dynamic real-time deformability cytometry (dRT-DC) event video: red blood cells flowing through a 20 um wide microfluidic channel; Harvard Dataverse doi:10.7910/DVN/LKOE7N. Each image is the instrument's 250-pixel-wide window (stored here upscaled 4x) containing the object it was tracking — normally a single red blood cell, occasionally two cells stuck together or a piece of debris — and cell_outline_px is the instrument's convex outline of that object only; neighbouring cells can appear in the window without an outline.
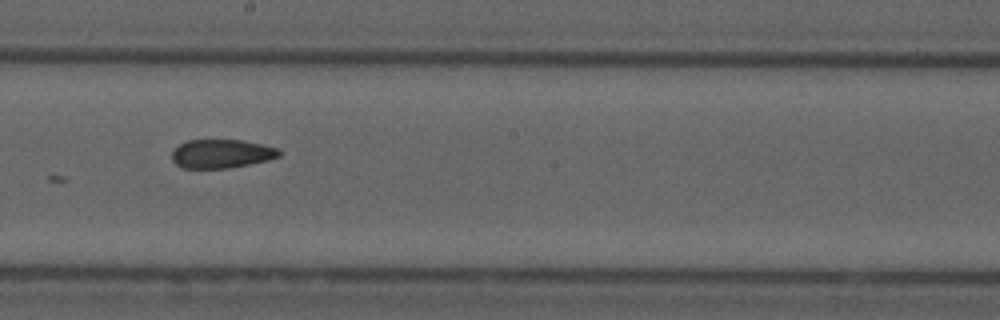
{"species": "common noctule bat (a hibernating species)", "species_latin": "Nyctalus noctula", "temperature_condition": "cold", "stored_images_in_passage": 11, "camera_frame_rate_fps": 3000, "um_per_image_px": 0.085, "animal": {"sex": "male", "forearm_length_mm": 52.5}, "frame": {"image": 1, "passage_image": 5, "time_ms": 4.667, "image_size_px": [1000, 320], "cell_outline_px": [[280, 156], [268, 160], [228, 168], [180, 168], [172, 160], [172, 152], [180, 144], [188, 140], [244, 140], [276, 148], [280, 152]], "centroid_in_image_um": [18.8, 13.07], "position_along_channel_um": 229.4, "area_um2": 17.8}}
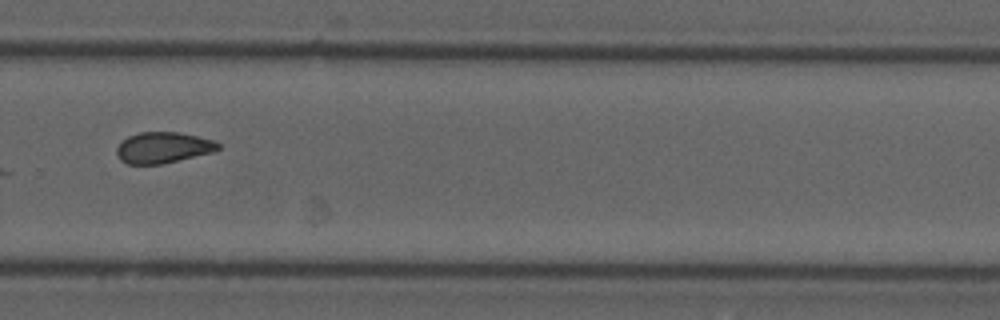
{"frame": {"image": 2, "passage_image": 7, "time_ms": 7.0, "image_size_px": [1000, 320], "cell_outline_px": [[220, 148], [212, 152], [160, 164], [128, 164], [120, 160], [116, 152], [116, 148], [128, 136], [140, 132], [180, 132], [212, 140], [220, 144]], "centroid_in_image_um": [13.84, 12.54], "position_along_channel_um": 316.0, "area_um2": 18.09}}
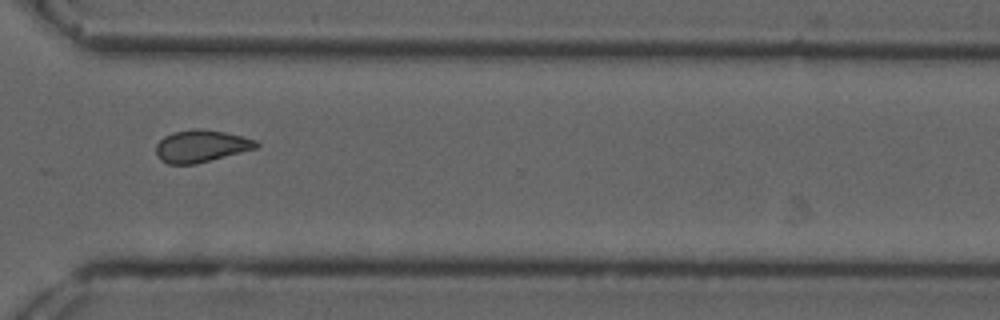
{"frame": {"image": 3, "passage_image": 8, "time_ms": 8.0, "image_size_px": [1000, 320], "cell_outline_px": [[260, 144], [256, 148], [196, 164], [168, 164], [160, 160], [156, 152], [156, 144], [164, 136], [172, 132], [196, 128], [200, 128], [224, 132], [256, 140]], "centroid_in_image_um": [17.06, 12.41], "position_along_channel_um": 353.5, "area_um2": 18.73}, "authors_computed_cell_mechanics": {"area_um2": 18.0914, "velocity_mm_per_s": 3.7109, "shape_relaxation_time_tau1_ms": 3.194, "shape_relaxation_time_tau2_ms": 0.1759, "deformation_change_tau1": null, "deformation_change_tau2": 0.0081}}